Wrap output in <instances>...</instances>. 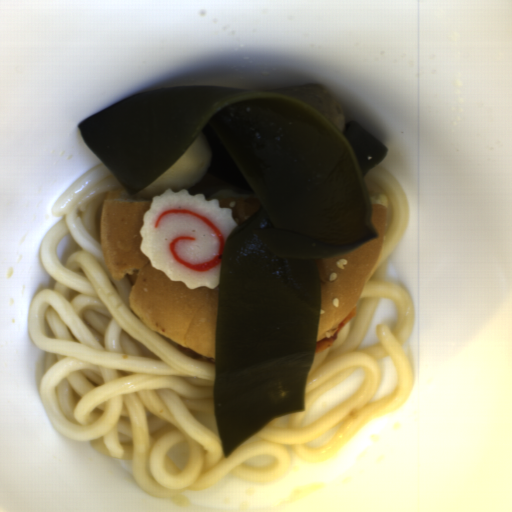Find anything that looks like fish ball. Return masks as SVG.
<instances>
[{"mask_svg":"<svg viewBox=\"0 0 512 512\" xmlns=\"http://www.w3.org/2000/svg\"><path fill=\"white\" fill-rule=\"evenodd\" d=\"M212 155L210 142L203 134L198 135L162 175L138 193L149 199L160 195L167 188L177 192L193 187L205 178Z\"/></svg>","mask_w":512,"mask_h":512,"instance_id":"fish-ball-1","label":"fish ball"}]
</instances>
